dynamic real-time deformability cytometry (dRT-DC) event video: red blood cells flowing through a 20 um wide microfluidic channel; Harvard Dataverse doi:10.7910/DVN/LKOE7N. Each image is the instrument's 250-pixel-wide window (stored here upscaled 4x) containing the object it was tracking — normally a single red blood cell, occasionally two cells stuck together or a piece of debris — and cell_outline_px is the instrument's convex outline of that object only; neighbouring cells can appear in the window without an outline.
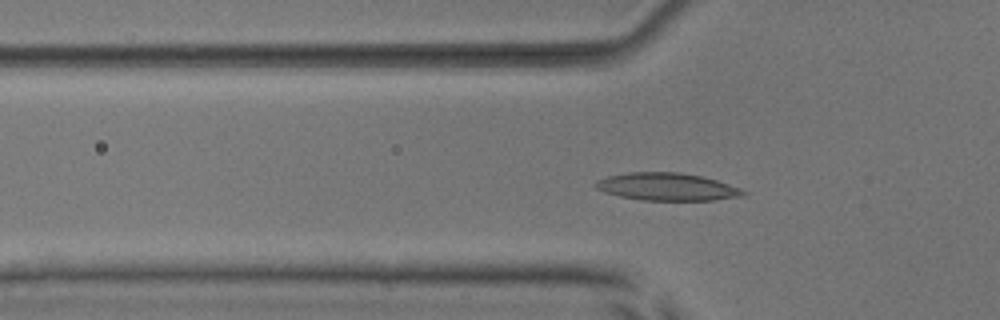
{"species": "common noctule bat (a hibernating species)", "species_latin": "Nyctalus noctula", "temperature_condition": "room temperature", "stored_images_in_passage": 53, "camera_frame_rate_fps": 3000, "um_per_image_px": 0.085, "animal": {"sex": "male", "body_mass_g": 17.9, "forearm_length_mm": 54.2}, "frame": {"image": 1, "passage_image": 17, "time_ms": 5.333, "image_size_px": [1000, 320], "cell_outline_px": [[748, 192], [744, 196], [712, 200], [640, 200], [620, 196], [604, 192], [596, 188], [592, 184], [596, 180], [608, 176], [628, 172], [680, 172], [704, 176], [740, 188]], "centroid_in_image_um": [56.68, 15.87], "position_along_channel_um": 69.1, "area_um2": 23.87}}
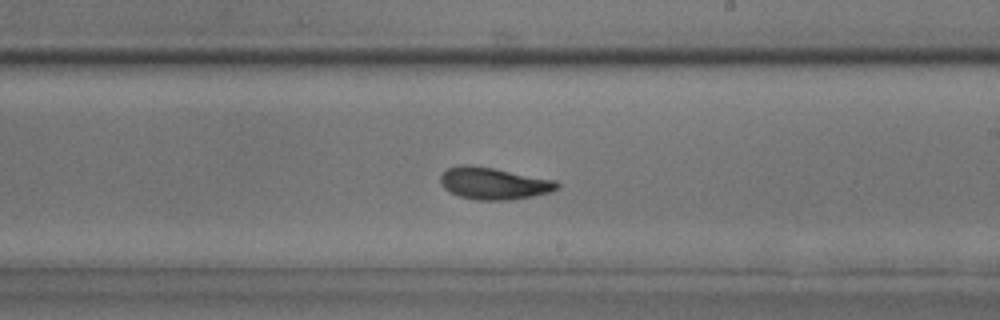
{"frame": {"image": 2, "passage_image": 31, "time_ms": 10.0, "image_size_px": [1000, 320], "cell_outline_px": [[560, 188], [548, 192], [532, 196], [512, 200], [476, 200], [460, 196], [444, 188], [440, 184], [440, 176], [448, 168], [460, 164], [468, 164], [492, 168], [556, 180], [560, 184]], "centroid_in_image_um": [41.97, 15.59], "position_along_channel_um": 247.0, "area_um2": 21.68}}
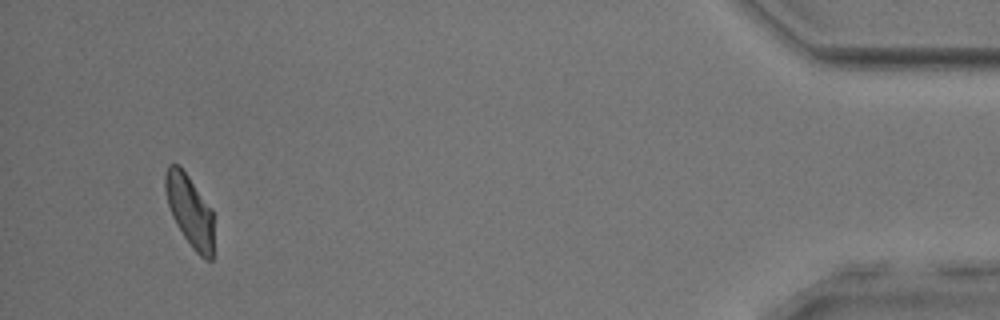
{"frame": {"image": 3, "passage_image": 50, "time_ms": 16.333, "image_size_px": [1000, 320], "cell_outline_px": [[212, 260], [204, 260], [192, 248], [176, 224], [172, 216], [168, 204], [164, 188], [164, 176], [168, 164], [180, 164], [212, 208]], "centroid_in_image_um": [16.11, 17.86], "position_along_channel_um": 419.1, "area_um2": 20.29}, "authors_computed_cell_mechanics": {"area_um2": 21.675, "velocity_mm_per_s": 3.8442, "shape_relaxation_time_tau1_ms": 3.1025, "shape_relaxation_time_tau2_ms": 1.9163, "deformation_change_tau1": 0.1571, "deformation_change_tau2": 0.0899}}